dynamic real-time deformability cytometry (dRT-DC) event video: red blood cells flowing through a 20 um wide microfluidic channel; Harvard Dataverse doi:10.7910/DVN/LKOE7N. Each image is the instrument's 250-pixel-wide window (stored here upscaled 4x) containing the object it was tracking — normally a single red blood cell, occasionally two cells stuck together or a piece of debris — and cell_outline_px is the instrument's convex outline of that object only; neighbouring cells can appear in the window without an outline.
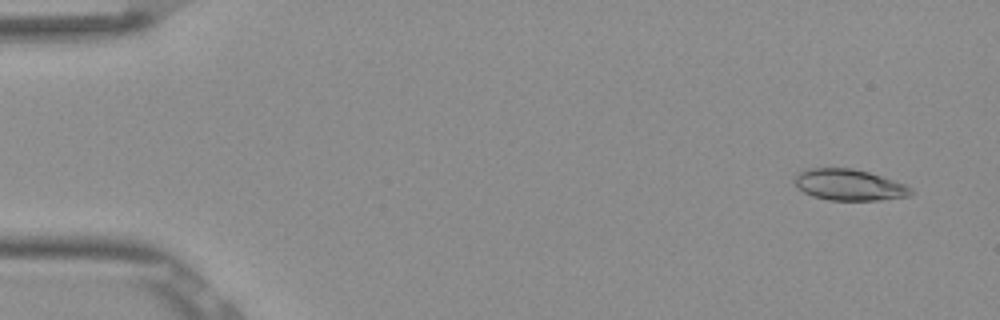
{"species": "Egyptian fruit bat (a non-hibernating species)", "species_latin": "Rousettus aegyptiacus", "temperature_condition": "room temperature", "stored_images_in_passage": 52, "camera_frame_rate_fps": 3000, "um_per_image_px": 0.085, "frame": {"image": 1, "passage_image": 3, "time_ms": 0.667, "image_size_px": [1000, 320], "cell_outline_px": [[916, 192], [912, 196], [880, 200], [828, 200], [812, 196], [804, 192], [792, 180], [800, 172], [812, 168], [852, 168], [868, 172], [904, 184], [912, 188]], "centroid_in_image_um": [72.22, 15.73], "position_along_channel_um": 12.8, "area_um2": 21.1}}
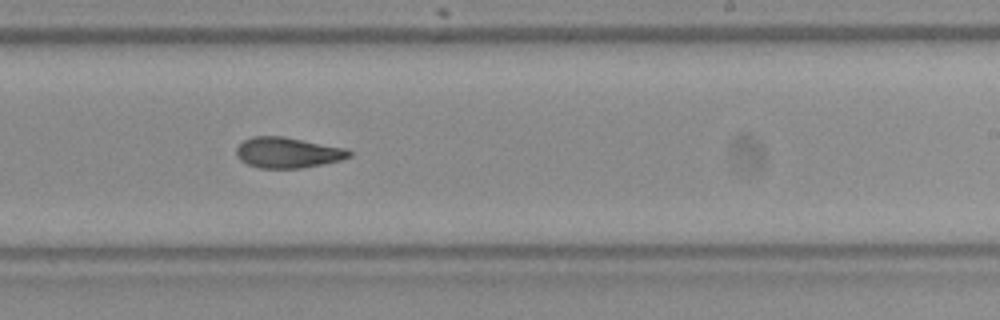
{"frame": {"image": 2, "passage_image": 32, "time_ms": 10.333, "image_size_px": [1000, 320], "cell_outline_px": [[352, 156], [340, 160], [324, 164], [300, 168], [260, 168], [248, 164], [240, 160], [236, 156], [236, 148], [244, 140], [252, 136], [284, 136], [344, 148], [352, 152]], "centroid_in_image_um": [24.44, 12.97], "position_along_channel_um": 264.6, "area_um2": 20.11}}
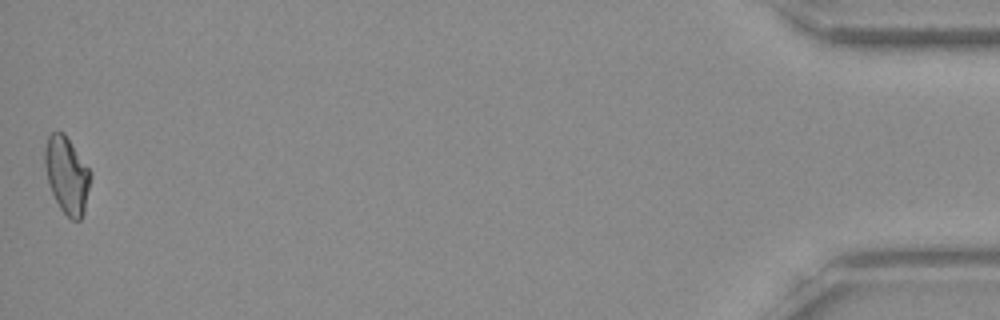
{"frame": {"image": 3, "passage_image": 52, "time_ms": 17.0, "image_size_px": [1000, 320], "cell_outline_px": [[92, 176], [84, 212], [80, 220], [72, 220], [60, 208], [48, 184], [44, 164], [44, 148], [48, 136], [52, 132], [64, 132], [92, 172]], "centroid_in_image_um": [5.69, 14.86], "position_along_channel_um": 429.5, "area_um2": 20.58}, "authors_computed_cell_mechanics": {"area_um2": 20.5479, "velocity_mm_per_s": 3.8774, "shape_relaxation_time_tau1_ms": 10.9533, "shape_relaxation_time_tau2_ms": 5.8407, "deformation_change_tau1": 0.2338, "deformation_change_tau2": 0.1186}}